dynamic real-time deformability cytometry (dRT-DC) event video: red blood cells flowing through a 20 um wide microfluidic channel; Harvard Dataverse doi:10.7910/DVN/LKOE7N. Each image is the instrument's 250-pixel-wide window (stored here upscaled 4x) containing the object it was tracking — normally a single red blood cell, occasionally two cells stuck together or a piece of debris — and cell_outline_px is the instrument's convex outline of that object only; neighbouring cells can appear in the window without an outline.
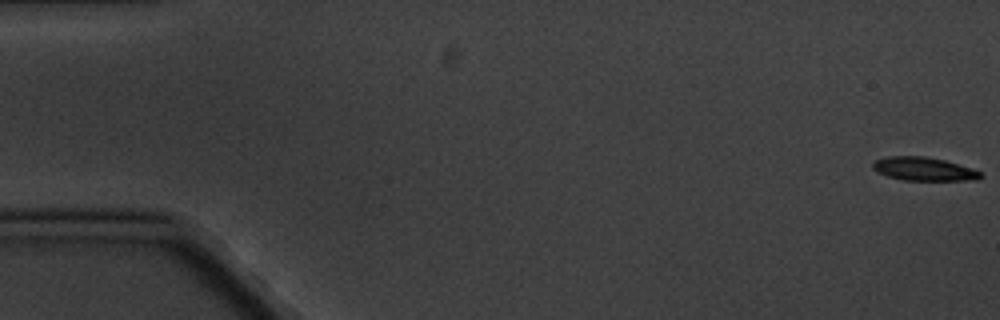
{"species": "common noctule bat (a hibernating species)", "species_latin": "Nyctalus noctula", "temperature_condition": "cold", "stored_images_in_passage": 7, "camera_frame_rate_fps": 3000, "um_per_image_px": 0.085, "animal": {"sex": "male", "body_mass_g": 20.1, "forearm_length_mm": 53.5}, "frame": {"image": 1, "passage_image": 1, "time_ms": 0.0, "image_size_px": [1000, 320], "cell_outline_px": [[984, 176], [976, 180], [904, 180], [888, 176], [876, 172], [872, 168], [872, 164], [876, 160], [888, 156], [924, 156], [944, 160], [972, 168], [980, 172]], "centroid_in_image_um": [78.52, 14.36], "position_along_channel_um": 6.5, "area_um2": 14.68}}
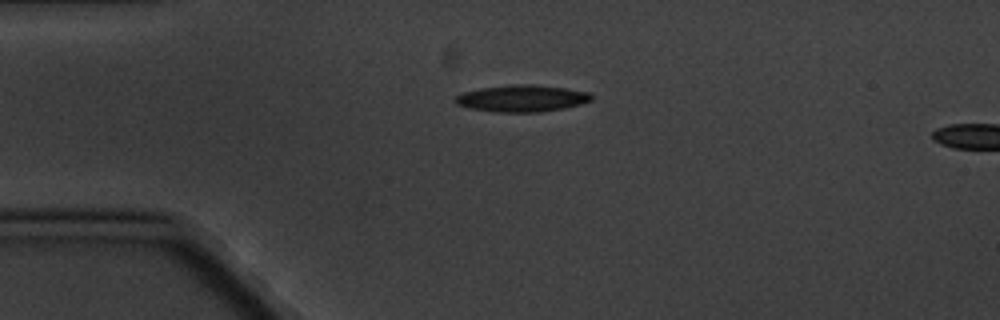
{"frame": {"image": 2, "passage_image": 7, "time_ms": 7.0, "image_size_px": [1000, 320], "cell_outline_px": [[592, 100], [580, 104], [564, 108], [540, 112], [496, 112], [468, 108], [456, 104], [452, 100], [456, 96], [464, 92], [480, 88], [512, 84], [532, 84], [568, 88], [588, 92], [592, 96]], "centroid_in_image_um": [44.34, 8.36], "position_along_channel_um": 40.7, "area_um2": 21.39}}